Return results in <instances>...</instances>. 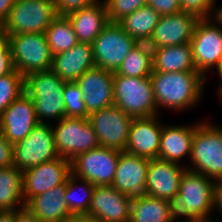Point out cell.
I'll return each instance as SVG.
<instances>
[{
  "instance_id": "cell-31",
  "label": "cell",
  "mask_w": 222,
  "mask_h": 222,
  "mask_svg": "<svg viewBox=\"0 0 222 222\" xmlns=\"http://www.w3.org/2000/svg\"><path fill=\"white\" fill-rule=\"evenodd\" d=\"M152 49L147 43H137L113 74L126 77H148L152 74Z\"/></svg>"
},
{
  "instance_id": "cell-39",
  "label": "cell",
  "mask_w": 222,
  "mask_h": 222,
  "mask_svg": "<svg viewBox=\"0 0 222 222\" xmlns=\"http://www.w3.org/2000/svg\"><path fill=\"white\" fill-rule=\"evenodd\" d=\"M147 5L156 10L161 16L182 11L179 0H147Z\"/></svg>"
},
{
  "instance_id": "cell-29",
  "label": "cell",
  "mask_w": 222,
  "mask_h": 222,
  "mask_svg": "<svg viewBox=\"0 0 222 222\" xmlns=\"http://www.w3.org/2000/svg\"><path fill=\"white\" fill-rule=\"evenodd\" d=\"M130 222H173L168 200L149 195L134 197L131 202Z\"/></svg>"
},
{
  "instance_id": "cell-25",
  "label": "cell",
  "mask_w": 222,
  "mask_h": 222,
  "mask_svg": "<svg viewBox=\"0 0 222 222\" xmlns=\"http://www.w3.org/2000/svg\"><path fill=\"white\" fill-rule=\"evenodd\" d=\"M65 191L66 182L33 197L25 207L41 222H64L73 216L64 199Z\"/></svg>"
},
{
  "instance_id": "cell-10",
  "label": "cell",
  "mask_w": 222,
  "mask_h": 222,
  "mask_svg": "<svg viewBox=\"0 0 222 222\" xmlns=\"http://www.w3.org/2000/svg\"><path fill=\"white\" fill-rule=\"evenodd\" d=\"M58 157L49 122L38 123L25 139L13 145V166L22 172Z\"/></svg>"
},
{
  "instance_id": "cell-46",
  "label": "cell",
  "mask_w": 222,
  "mask_h": 222,
  "mask_svg": "<svg viewBox=\"0 0 222 222\" xmlns=\"http://www.w3.org/2000/svg\"><path fill=\"white\" fill-rule=\"evenodd\" d=\"M210 217L211 216H208V217H197V218L192 219V220H190L188 222H220V221H217V220L214 221V219H212Z\"/></svg>"
},
{
  "instance_id": "cell-3",
  "label": "cell",
  "mask_w": 222,
  "mask_h": 222,
  "mask_svg": "<svg viewBox=\"0 0 222 222\" xmlns=\"http://www.w3.org/2000/svg\"><path fill=\"white\" fill-rule=\"evenodd\" d=\"M65 83L51 69L30 73L24 77L25 93L34 102L39 123H47L46 119L57 122L65 117L62 97Z\"/></svg>"
},
{
  "instance_id": "cell-37",
  "label": "cell",
  "mask_w": 222,
  "mask_h": 222,
  "mask_svg": "<svg viewBox=\"0 0 222 222\" xmlns=\"http://www.w3.org/2000/svg\"><path fill=\"white\" fill-rule=\"evenodd\" d=\"M58 15L66 16L76 10L92 6L99 0H53Z\"/></svg>"
},
{
  "instance_id": "cell-2",
  "label": "cell",
  "mask_w": 222,
  "mask_h": 222,
  "mask_svg": "<svg viewBox=\"0 0 222 222\" xmlns=\"http://www.w3.org/2000/svg\"><path fill=\"white\" fill-rule=\"evenodd\" d=\"M155 103L170 111H185L200 103L206 78L197 70L186 72H157L150 75ZM180 110V111H179Z\"/></svg>"
},
{
  "instance_id": "cell-12",
  "label": "cell",
  "mask_w": 222,
  "mask_h": 222,
  "mask_svg": "<svg viewBox=\"0 0 222 222\" xmlns=\"http://www.w3.org/2000/svg\"><path fill=\"white\" fill-rule=\"evenodd\" d=\"M121 151L98 147L79 154L71 161V171L76 177L95 185H112Z\"/></svg>"
},
{
  "instance_id": "cell-33",
  "label": "cell",
  "mask_w": 222,
  "mask_h": 222,
  "mask_svg": "<svg viewBox=\"0 0 222 222\" xmlns=\"http://www.w3.org/2000/svg\"><path fill=\"white\" fill-rule=\"evenodd\" d=\"M24 92V76L16 69L0 77V115Z\"/></svg>"
},
{
  "instance_id": "cell-47",
  "label": "cell",
  "mask_w": 222,
  "mask_h": 222,
  "mask_svg": "<svg viewBox=\"0 0 222 222\" xmlns=\"http://www.w3.org/2000/svg\"><path fill=\"white\" fill-rule=\"evenodd\" d=\"M218 211H220V213L222 215V186H221L220 193H219Z\"/></svg>"
},
{
  "instance_id": "cell-1",
  "label": "cell",
  "mask_w": 222,
  "mask_h": 222,
  "mask_svg": "<svg viewBox=\"0 0 222 222\" xmlns=\"http://www.w3.org/2000/svg\"><path fill=\"white\" fill-rule=\"evenodd\" d=\"M212 180L200 173L187 169L184 171L178 194L168 200L173 222H188L197 217H208L213 210L218 209L221 186Z\"/></svg>"
},
{
  "instance_id": "cell-18",
  "label": "cell",
  "mask_w": 222,
  "mask_h": 222,
  "mask_svg": "<svg viewBox=\"0 0 222 222\" xmlns=\"http://www.w3.org/2000/svg\"><path fill=\"white\" fill-rule=\"evenodd\" d=\"M38 123L34 102L25 92L0 115V129L13 145L25 139Z\"/></svg>"
},
{
  "instance_id": "cell-36",
  "label": "cell",
  "mask_w": 222,
  "mask_h": 222,
  "mask_svg": "<svg viewBox=\"0 0 222 222\" xmlns=\"http://www.w3.org/2000/svg\"><path fill=\"white\" fill-rule=\"evenodd\" d=\"M182 11L194 14L199 19L209 18L216 0H179Z\"/></svg>"
},
{
  "instance_id": "cell-28",
  "label": "cell",
  "mask_w": 222,
  "mask_h": 222,
  "mask_svg": "<svg viewBox=\"0 0 222 222\" xmlns=\"http://www.w3.org/2000/svg\"><path fill=\"white\" fill-rule=\"evenodd\" d=\"M160 17L156 10L145 5L125 16L118 24L138 43H147Z\"/></svg>"
},
{
  "instance_id": "cell-15",
  "label": "cell",
  "mask_w": 222,
  "mask_h": 222,
  "mask_svg": "<svg viewBox=\"0 0 222 222\" xmlns=\"http://www.w3.org/2000/svg\"><path fill=\"white\" fill-rule=\"evenodd\" d=\"M132 199L112 185H95L87 216L98 222H130Z\"/></svg>"
},
{
  "instance_id": "cell-26",
  "label": "cell",
  "mask_w": 222,
  "mask_h": 222,
  "mask_svg": "<svg viewBox=\"0 0 222 222\" xmlns=\"http://www.w3.org/2000/svg\"><path fill=\"white\" fill-rule=\"evenodd\" d=\"M153 70L157 72L195 71L189 44L152 49Z\"/></svg>"
},
{
  "instance_id": "cell-44",
  "label": "cell",
  "mask_w": 222,
  "mask_h": 222,
  "mask_svg": "<svg viewBox=\"0 0 222 222\" xmlns=\"http://www.w3.org/2000/svg\"><path fill=\"white\" fill-rule=\"evenodd\" d=\"M16 221V210L15 211H3L0 215V222H15Z\"/></svg>"
},
{
  "instance_id": "cell-38",
  "label": "cell",
  "mask_w": 222,
  "mask_h": 222,
  "mask_svg": "<svg viewBox=\"0 0 222 222\" xmlns=\"http://www.w3.org/2000/svg\"><path fill=\"white\" fill-rule=\"evenodd\" d=\"M13 70L9 42L6 37L0 34V77L11 73Z\"/></svg>"
},
{
  "instance_id": "cell-5",
  "label": "cell",
  "mask_w": 222,
  "mask_h": 222,
  "mask_svg": "<svg viewBox=\"0 0 222 222\" xmlns=\"http://www.w3.org/2000/svg\"><path fill=\"white\" fill-rule=\"evenodd\" d=\"M58 16L53 0H15L0 34L6 38L23 33H45Z\"/></svg>"
},
{
  "instance_id": "cell-49",
  "label": "cell",
  "mask_w": 222,
  "mask_h": 222,
  "mask_svg": "<svg viewBox=\"0 0 222 222\" xmlns=\"http://www.w3.org/2000/svg\"><path fill=\"white\" fill-rule=\"evenodd\" d=\"M218 76L220 77V83H222V67L221 69L218 71Z\"/></svg>"
},
{
  "instance_id": "cell-30",
  "label": "cell",
  "mask_w": 222,
  "mask_h": 222,
  "mask_svg": "<svg viewBox=\"0 0 222 222\" xmlns=\"http://www.w3.org/2000/svg\"><path fill=\"white\" fill-rule=\"evenodd\" d=\"M94 187L93 184L85 179L76 177L72 173L69 175L66 181L64 199L73 216L88 215ZM78 189L80 194H77L79 192L77 191Z\"/></svg>"
},
{
  "instance_id": "cell-23",
  "label": "cell",
  "mask_w": 222,
  "mask_h": 222,
  "mask_svg": "<svg viewBox=\"0 0 222 222\" xmlns=\"http://www.w3.org/2000/svg\"><path fill=\"white\" fill-rule=\"evenodd\" d=\"M94 66L92 45L78 42L73 48L53 56L51 70L65 82H75Z\"/></svg>"
},
{
  "instance_id": "cell-41",
  "label": "cell",
  "mask_w": 222,
  "mask_h": 222,
  "mask_svg": "<svg viewBox=\"0 0 222 222\" xmlns=\"http://www.w3.org/2000/svg\"><path fill=\"white\" fill-rule=\"evenodd\" d=\"M15 222H41L29 209L23 207L16 210Z\"/></svg>"
},
{
  "instance_id": "cell-4",
  "label": "cell",
  "mask_w": 222,
  "mask_h": 222,
  "mask_svg": "<svg viewBox=\"0 0 222 222\" xmlns=\"http://www.w3.org/2000/svg\"><path fill=\"white\" fill-rule=\"evenodd\" d=\"M211 121L196 123L187 170L203 174L222 186V131Z\"/></svg>"
},
{
  "instance_id": "cell-14",
  "label": "cell",
  "mask_w": 222,
  "mask_h": 222,
  "mask_svg": "<svg viewBox=\"0 0 222 222\" xmlns=\"http://www.w3.org/2000/svg\"><path fill=\"white\" fill-rule=\"evenodd\" d=\"M71 173V162L62 157L23 171L22 186L25 204L33 197L64 184Z\"/></svg>"
},
{
  "instance_id": "cell-48",
  "label": "cell",
  "mask_w": 222,
  "mask_h": 222,
  "mask_svg": "<svg viewBox=\"0 0 222 222\" xmlns=\"http://www.w3.org/2000/svg\"><path fill=\"white\" fill-rule=\"evenodd\" d=\"M219 89H217V90H219L218 91V97H219V101L221 100V102H222V83H220L219 84V87H218Z\"/></svg>"
},
{
  "instance_id": "cell-16",
  "label": "cell",
  "mask_w": 222,
  "mask_h": 222,
  "mask_svg": "<svg viewBox=\"0 0 222 222\" xmlns=\"http://www.w3.org/2000/svg\"><path fill=\"white\" fill-rule=\"evenodd\" d=\"M198 20L185 11L161 16L147 44L151 49L189 44Z\"/></svg>"
},
{
  "instance_id": "cell-27",
  "label": "cell",
  "mask_w": 222,
  "mask_h": 222,
  "mask_svg": "<svg viewBox=\"0 0 222 222\" xmlns=\"http://www.w3.org/2000/svg\"><path fill=\"white\" fill-rule=\"evenodd\" d=\"M22 171L12 166L0 168V208L15 211L26 206L23 197Z\"/></svg>"
},
{
  "instance_id": "cell-22",
  "label": "cell",
  "mask_w": 222,
  "mask_h": 222,
  "mask_svg": "<svg viewBox=\"0 0 222 222\" xmlns=\"http://www.w3.org/2000/svg\"><path fill=\"white\" fill-rule=\"evenodd\" d=\"M195 126V123L166 125L163 122L158 158L178 164L182 162L184 157L189 160Z\"/></svg>"
},
{
  "instance_id": "cell-19",
  "label": "cell",
  "mask_w": 222,
  "mask_h": 222,
  "mask_svg": "<svg viewBox=\"0 0 222 222\" xmlns=\"http://www.w3.org/2000/svg\"><path fill=\"white\" fill-rule=\"evenodd\" d=\"M183 164L159 158L149 159L145 195L169 200L178 194L181 176L187 169Z\"/></svg>"
},
{
  "instance_id": "cell-40",
  "label": "cell",
  "mask_w": 222,
  "mask_h": 222,
  "mask_svg": "<svg viewBox=\"0 0 222 222\" xmlns=\"http://www.w3.org/2000/svg\"><path fill=\"white\" fill-rule=\"evenodd\" d=\"M13 165V144L10 143L0 129V168Z\"/></svg>"
},
{
  "instance_id": "cell-21",
  "label": "cell",
  "mask_w": 222,
  "mask_h": 222,
  "mask_svg": "<svg viewBox=\"0 0 222 222\" xmlns=\"http://www.w3.org/2000/svg\"><path fill=\"white\" fill-rule=\"evenodd\" d=\"M148 165L149 159L121 151L112 186L132 198L145 195Z\"/></svg>"
},
{
  "instance_id": "cell-34",
  "label": "cell",
  "mask_w": 222,
  "mask_h": 222,
  "mask_svg": "<svg viewBox=\"0 0 222 222\" xmlns=\"http://www.w3.org/2000/svg\"><path fill=\"white\" fill-rule=\"evenodd\" d=\"M62 97L65 107V117L88 118L89 114L84 105L83 94L75 82L65 83Z\"/></svg>"
},
{
  "instance_id": "cell-45",
  "label": "cell",
  "mask_w": 222,
  "mask_h": 222,
  "mask_svg": "<svg viewBox=\"0 0 222 222\" xmlns=\"http://www.w3.org/2000/svg\"><path fill=\"white\" fill-rule=\"evenodd\" d=\"M64 222H98V221L87 215H81V216H72L70 218H67Z\"/></svg>"
},
{
  "instance_id": "cell-32",
  "label": "cell",
  "mask_w": 222,
  "mask_h": 222,
  "mask_svg": "<svg viewBox=\"0 0 222 222\" xmlns=\"http://www.w3.org/2000/svg\"><path fill=\"white\" fill-rule=\"evenodd\" d=\"M45 35L53 56L73 48L78 43L72 24L66 16L58 15L52 20Z\"/></svg>"
},
{
  "instance_id": "cell-17",
  "label": "cell",
  "mask_w": 222,
  "mask_h": 222,
  "mask_svg": "<svg viewBox=\"0 0 222 222\" xmlns=\"http://www.w3.org/2000/svg\"><path fill=\"white\" fill-rule=\"evenodd\" d=\"M113 79L112 72L94 66L75 81L83 94L88 114L114 105Z\"/></svg>"
},
{
  "instance_id": "cell-6",
  "label": "cell",
  "mask_w": 222,
  "mask_h": 222,
  "mask_svg": "<svg viewBox=\"0 0 222 222\" xmlns=\"http://www.w3.org/2000/svg\"><path fill=\"white\" fill-rule=\"evenodd\" d=\"M114 105L133 118L158 115L150 76L126 77L114 74Z\"/></svg>"
},
{
  "instance_id": "cell-42",
  "label": "cell",
  "mask_w": 222,
  "mask_h": 222,
  "mask_svg": "<svg viewBox=\"0 0 222 222\" xmlns=\"http://www.w3.org/2000/svg\"><path fill=\"white\" fill-rule=\"evenodd\" d=\"M15 0H0V26L6 20Z\"/></svg>"
},
{
  "instance_id": "cell-35",
  "label": "cell",
  "mask_w": 222,
  "mask_h": 222,
  "mask_svg": "<svg viewBox=\"0 0 222 222\" xmlns=\"http://www.w3.org/2000/svg\"><path fill=\"white\" fill-rule=\"evenodd\" d=\"M108 20L111 23H118L125 16L135 10L147 5V0H103Z\"/></svg>"
},
{
  "instance_id": "cell-13",
  "label": "cell",
  "mask_w": 222,
  "mask_h": 222,
  "mask_svg": "<svg viewBox=\"0 0 222 222\" xmlns=\"http://www.w3.org/2000/svg\"><path fill=\"white\" fill-rule=\"evenodd\" d=\"M133 119L116 105L95 111L88 116L100 146L120 151H125Z\"/></svg>"
},
{
  "instance_id": "cell-8",
  "label": "cell",
  "mask_w": 222,
  "mask_h": 222,
  "mask_svg": "<svg viewBox=\"0 0 222 222\" xmlns=\"http://www.w3.org/2000/svg\"><path fill=\"white\" fill-rule=\"evenodd\" d=\"M52 126L56 151L70 162L79 154L100 147L88 118L64 117Z\"/></svg>"
},
{
  "instance_id": "cell-20",
  "label": "cell",
  "mask_w": 222,
  "mask_h": 222,
  "mask_svg": "<svg viewBox=\"0 0 222 222\" xmlns=\"http://www.w3.org/2000/svg\"><path fill=\"white\" fill-rule=\"evenodd\" d=\"M162 128L159 114L134 118L125 151L147 159L158 158Z\"/></svg>"
},
{
  "instance_id": "cell-11",
  "label": "cell",
  "mask_w": 222,
  "mask_h": 222,
  "mask_svg": "<svg viewBox=\"0 0 222 222\" xmlns=\"http://www.w3.org/2000/svg\"><path fill=\"white\" fill-rule=\"evenodd\" d=\"M137 43L118 23L110 22L91 44L95 66L115 73Z\"/></svg>"
},
{
  "instance_id": "cell-43",
  "label": "cell",
  "mask_w": 222,
  "mask_h": 222,
  "mask_svg": "<svg viewBox=\"0 0 222 222\" xmlns=\"http://www.w3.org/2000/svg\"><path fill=\"white\" fill-rule=\"evenodd\" d=\"M209 18L222 29V5L218 6V8L214 6Z\"/></svg>"
},
{
  "instance_id": "cell-7",
  "label": "cell",
  "mask_w": 222,
  "mask_h": 222,
  "mask_svg": "<svg viewBox=\"0 0 222 222\" xmlns=\"http://www.w3.org/2000/svg\"><path fill=\"white\" fill-rule=\"evenodd\" d=\"M14 69L24 77L51 69L53 55L45 33H23L7 38Z\"/></svg>"
},
{
  "instance_id": "cell-9",
  "label": "cell",
  "mask_w": 222,
  "mask_h": 222,
  "mask_svg": "<svg viewBox=\"0 0 222 222\" xmlns=\"http://www.w3.org/2000/svg\"><path fill=\"white\" fill-rule=\"evenodd\" d=\"M196 70L206 79L208 72L222 67V29L210 18L199 19L190 41Z\"/></svg>"
},
{
  "instance_id": "cell-24",
  "label": "cell",
  "mask_w": 222,
  "mask_h": 222,
  "mask_svg": "<svg viewBox=\"0 0 222 222\" xmlns=\"http://www.w3.org/2000/svg\"><path fill=\"white\" fill-rule=\"evenodd\" d=\"M66 17L70 20L78 42L92 44L102 29L109 24L104 1L76 10Z\"/></svg>"
},
{
  "instance_id": "cell-50",
  "label": "cell",
  "mask_w": 222,
  "mask_h": 222,
  "mask_svg": "<svg viewBox=\"0 0 222 222\" xmlns=\"http://www.w3.org/2000/svg\"><path fill=\"white\" fill-rule=\"evenodd\" d=\"M221 131H222V127H220L219 125H216Z\"/></svg>"
}]
</instances>
